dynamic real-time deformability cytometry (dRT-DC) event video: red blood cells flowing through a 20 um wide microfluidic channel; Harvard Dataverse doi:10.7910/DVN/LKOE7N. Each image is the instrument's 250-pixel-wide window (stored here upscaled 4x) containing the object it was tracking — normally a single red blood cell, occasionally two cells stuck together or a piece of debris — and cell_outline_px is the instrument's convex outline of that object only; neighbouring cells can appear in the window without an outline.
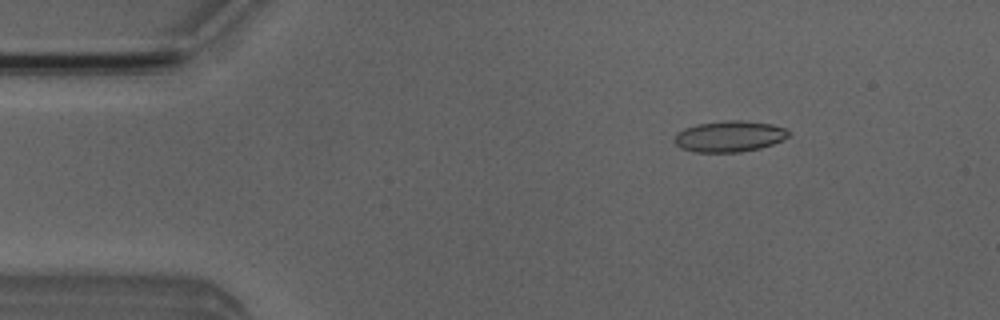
{"species": "Egyptian fruit bat (a non-hibernating species)", "species_latin": "Rousettus aegyptiacus", "temperature_condition": "room temperature", "stored_images_in_passage": 3, "camera_frame_rate_fps": 3000, "um_per_image_px": 0.085, "animal": {"sex": "male"}, "frame": {"image": 1, "passage_image": 3, "time_ms": 3.333, "image_size_px": [1000, 320], "cell_outline_px": [[792, 132], [788, 136], [772, 144], [760, 148], [740, 152], [696, 152], [680, 148], [672, 140], [676, 132], [684, 128], [696, 124], [728, 120], [740, 120], [772, 124], [784, 128]], "centroid_in_image_um": [61.96, 11.59], "position_along_channel_um": 23.0, "area_um2": 20.75}}